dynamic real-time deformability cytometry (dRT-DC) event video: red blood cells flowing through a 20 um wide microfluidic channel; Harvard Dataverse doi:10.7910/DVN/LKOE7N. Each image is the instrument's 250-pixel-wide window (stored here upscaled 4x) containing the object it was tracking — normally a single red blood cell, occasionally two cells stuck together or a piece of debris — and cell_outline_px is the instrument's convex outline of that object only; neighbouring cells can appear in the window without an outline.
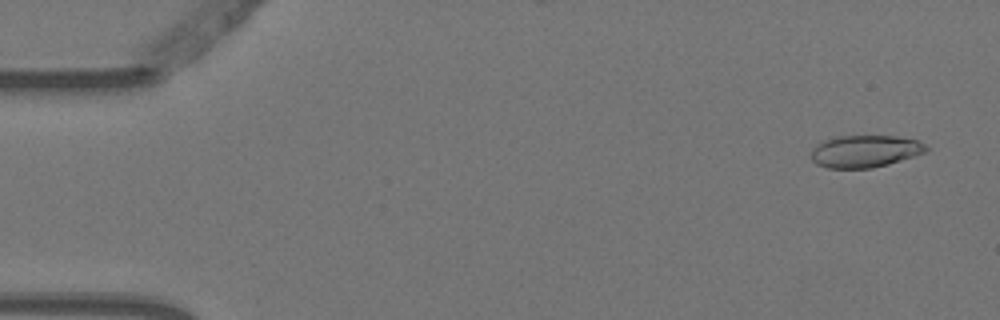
{"species": "Egyptian fruit bat (a non-hibernating species)", "species_latin": "Rousettus aegyptiacus", "temperature_condition": "warm", "stored_images_in_passage": 3, "camera_frame_rate_fps": 3000, "um_per_image_px": 0.085, "animal": {"sex": "female"}, "frame": {"image": 1, "passage_image": 3, "time_ms": 0.667, "image_size_px": [1000, 320], "cell_outline_px": [[928, 148], [924, 152], [888, 164], [872, 168], [828, 168], [816, 164], [808, 156], [812, 148], [816, 144], [824, 140], [836, 136], [896, 136], [916, 140], [924, 144]], "centroid_in_image_um": [73.43, 12.86], "position_along_channel_um": 11.6, "area_um2": 21.56}}